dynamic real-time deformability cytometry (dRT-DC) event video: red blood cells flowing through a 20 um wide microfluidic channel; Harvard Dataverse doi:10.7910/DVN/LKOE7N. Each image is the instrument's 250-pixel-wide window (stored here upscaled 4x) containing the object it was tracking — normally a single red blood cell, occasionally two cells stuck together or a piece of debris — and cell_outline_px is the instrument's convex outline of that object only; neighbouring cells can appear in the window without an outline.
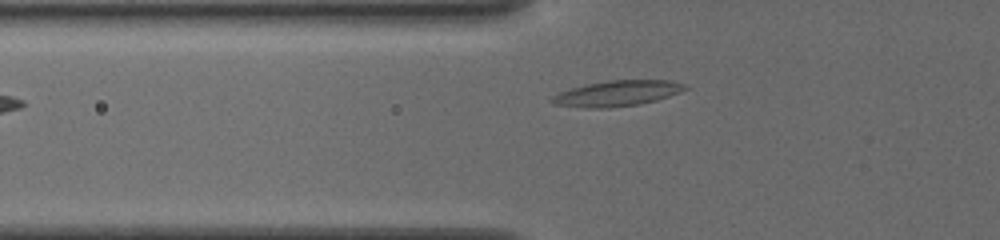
{"species": "common noctule bat (a hibernating species)", "species_latin": "Nyctalus noctula", "temperature_condition": "cold", "stored_images_in_passage": 38, "camera_frame_rate_fps": 3000, "um_per_image_px": 0.085, "animal": {"sex": "female", "body_mass_g": 19.5, "forearm_length_mm": 54.1}, "frame": {"image": 1, "passage_image": 7, "time_ms": 2.0, "image_size_px": [1000, 240], "cell_outline_px": [[688, 88], [680, 92], [656, 100], [640, 104], [608, 108], [584, 108], [552, 104], [548, 100], [552, 96], [560, 92], [584, 84], [608, 80], [668, 80], [684, 84]], "centroid_in_image_um": [52.4, 7.94], "position_along_channel_um": 73.4, "area_um2": 19.94}}
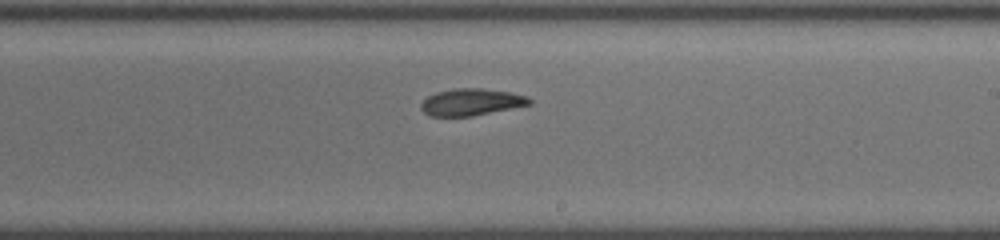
{"frame": {"image": 2, "passage_image": 21, "time_ms": 6.667, "image_size_px": [1000, 240], "cell_outline_px": [[532, 104], [472, 116], [428, 116], [420, 108], [420, 104], [428, 96], [436, 92], [456, 88], [480, 88], [512, 92], [528, 96], [532, 100]], "centroid_in_image_um": [40.07, 8.67], "position_along_channel_um": 248.9, "area_um2": 17.05}}
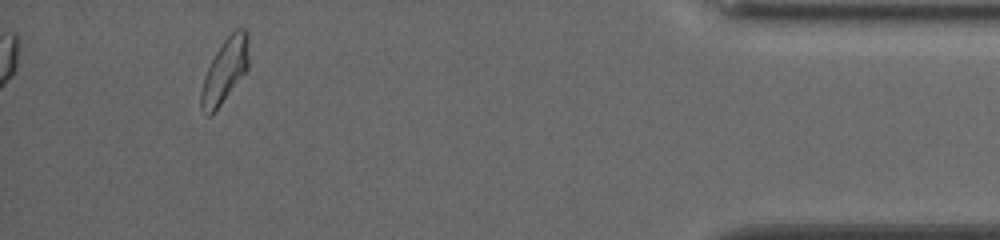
{"frame": {"image": 3, "passage_image": 38, "time_ms": 12.333, "image_size_px": [1000, 240], "cell_outline_px": [[248, 68], [220, 104], [208, 116], [200, 108], [200, 92], [204, 76], [216, 52], [224, 40], [236, 28], [244, 28], [248, 32]], "centroid_in_image_um": [19.11, 5.97], "position_along_channel_um": 416.1, "area_um2": 17.34}, "authors_computed_cell_mechanics": {"area_um2": 17.34, "velocity_mm_per_s": 3.819, "shape_relaxation_time_tau1_ms": 8.8617, "shape_relaxation_time_tau2_ms": 5.1625, "deformation_change_tau1": 0.2253, "deformation_change_tau2": 0.1155}}